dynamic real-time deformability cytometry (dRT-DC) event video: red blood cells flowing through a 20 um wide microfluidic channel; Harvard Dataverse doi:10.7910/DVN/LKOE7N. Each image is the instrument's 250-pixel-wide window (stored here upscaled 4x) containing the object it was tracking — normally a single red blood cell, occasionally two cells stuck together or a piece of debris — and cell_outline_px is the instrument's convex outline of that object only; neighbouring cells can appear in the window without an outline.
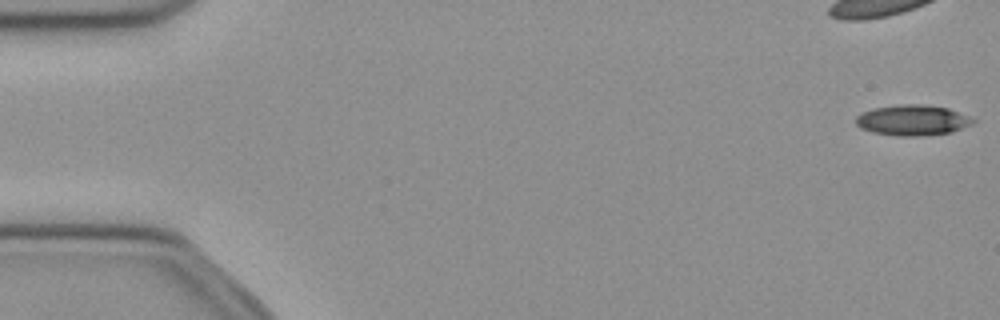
{"species": "common noctule bat (a hibernating species)", "species_latin": "Nyctalus noctula", "temperature_condition": "cold", "stored_images_in_passage": 51, "camera_frame_rate_fps": 3000, "um_per_image_px": 0.085, "animal": {"sex": "female", "body_mass_g": 21.9}, "frame": {"image": 1, "passage_image": 1, "time_ms": 0.0, "image_size_px": [1000, 320], "cell_outline_px": [[976, 120], [972, 124], [952, 132], [924, 136], [896, 136], [872, 132], [860, 128], [856, 124], [856, 116], [872, 108], [900, 104], [924, 104], [948, 108], [968, 116]], "centroid_in_image_um": [77.56, 10.22], "position_along_channel_um": 7.4, "area_um2": 20.98}}